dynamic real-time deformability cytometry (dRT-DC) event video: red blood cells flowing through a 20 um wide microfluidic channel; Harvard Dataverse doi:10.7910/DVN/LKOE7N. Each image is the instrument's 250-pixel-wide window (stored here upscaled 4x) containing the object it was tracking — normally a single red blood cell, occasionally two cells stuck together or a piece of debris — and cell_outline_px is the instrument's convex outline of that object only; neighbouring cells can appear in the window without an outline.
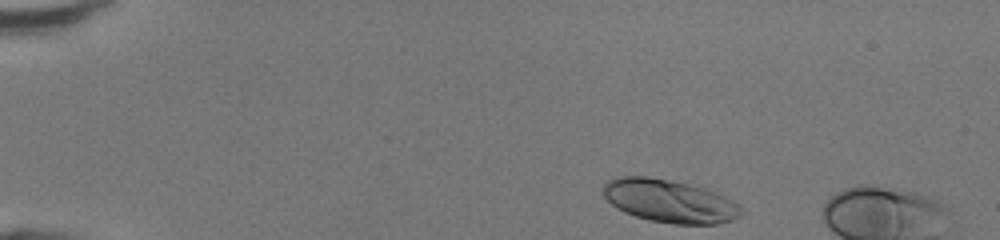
{"species": "human", "species_latin": "Homo sapiens", "temperature_condition": "room temperature", "stored_images_in_passage": 8, "camera_frame_rate_fps": 3000, "um_per_image_px": 0.085, "donor": {"sex": "female"}, "frame": {"image": 1, "passage_image": 1, "time_ms": 0.0, "image_size_px": [1000, 240], "cell_outline_px": [[744, 212], [740, 216], [732, 220], [716, 224], [672, 224], [648, 220], [624, 212], [616, 208], [604, 196], [604, 184], [608, 180], [616, 176], [648, 176], [688, 184], [724, 196], [732, 200]], "centroid_in_image_um": [56.87, 17.1], "position_along_channel_um": 28.1, "area_um2": 34.28}}